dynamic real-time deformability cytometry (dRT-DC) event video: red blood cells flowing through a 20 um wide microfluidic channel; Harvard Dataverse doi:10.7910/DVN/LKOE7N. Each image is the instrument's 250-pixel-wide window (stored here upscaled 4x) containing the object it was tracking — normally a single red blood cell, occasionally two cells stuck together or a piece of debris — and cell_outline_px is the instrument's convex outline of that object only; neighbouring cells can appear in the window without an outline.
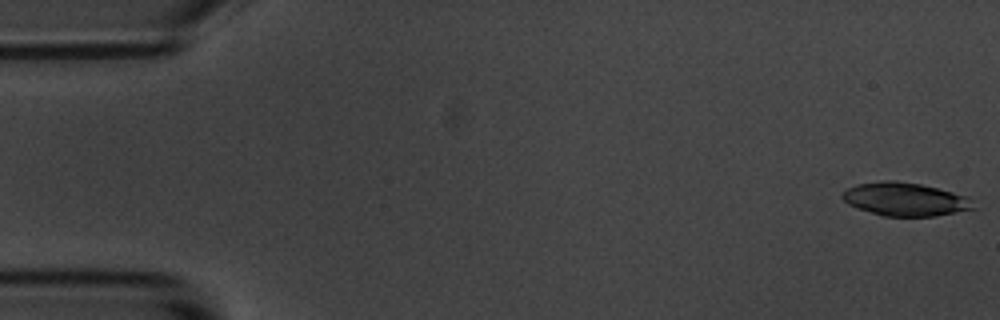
{"species": "common noctule bat (a hibernating species)", "species_latin": "Nyctalus noctula", "temperature_condition": "room temperature", "stored_images_in_passage": 11, "camera_frame_rate_fps": 3000, "um_per_image_px": 0.085, "animal": {"sex": "male", "body_mass_g": 20.1, "forearm_length_mm": 53.5}, "frame": {"image": 1, "passage_image": 1, "time_ms": 0.0, "image_size_px": [1000, 320], "cell_outline_px": [[976, 208], [936, 216], [884, 216], [856, 208], [848, 204], [840, 196], [848, 188], [856, 184], [884, 180], [896, 180], [920, 184], [968, 196]], "centroid_in_image_um": [76.91, 16.93], "position_along_channel_um": 8.1, "area_um2": 25.37}}
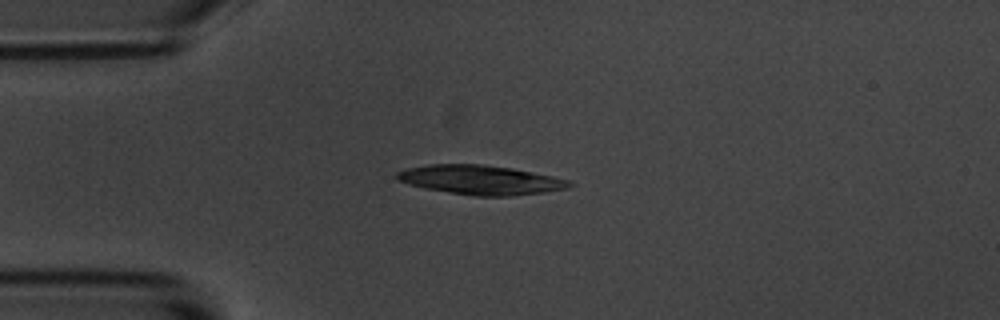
{"frame": {"image": 2, "passage_image": 4, "time_ms": 4.333, "image_size_px": [1000, 320], "cell_outline_px": [[576, 184], [568, 188], [512, 196], [476, 196], [424, 188], [408, 184], [396, 180], [396, 172], [404, 168], [428, 164], [484, 164], [512, 168], [552, 176], [568, 180]], "centroid_in_image_um": [40.8, 15.28], "position_along_channel_um": 44.2, "area_um2": 29.48}}